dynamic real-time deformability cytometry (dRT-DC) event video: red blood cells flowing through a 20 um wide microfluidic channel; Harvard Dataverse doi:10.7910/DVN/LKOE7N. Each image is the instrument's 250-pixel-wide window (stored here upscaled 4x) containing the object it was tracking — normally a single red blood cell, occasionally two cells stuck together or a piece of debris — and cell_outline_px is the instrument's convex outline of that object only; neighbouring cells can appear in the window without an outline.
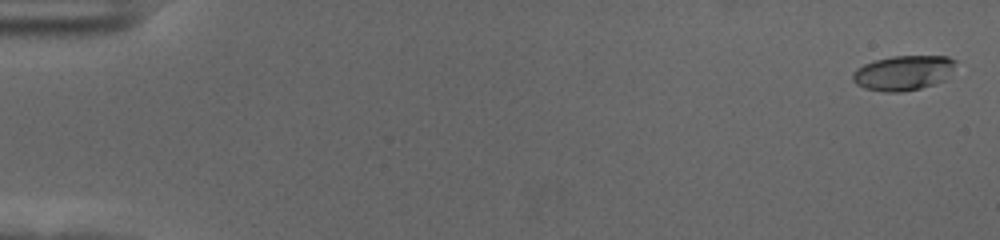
{"species": "human", "species_latin": "Homo sapiens", "temperature_condition": "cold", "stored_images_in_passage": 58, "camera_frame_rate_fps": 3000, "um_per_image_px": 0.085, "donor": {"sex": "female"}, "frame": {"image": 1, "passage_image": 2, "time_ms": 0.333, "image_size_px": [1000, 240], "cell_outline_px": [[956, 60], [944, 80], [936, 84], [920, 88], [900, 92], [884, 92], [864, 88], [856, 84], [852, 80], [852, 72], [856, 68], [864, 64], [876, 60], [892, 56], [948, 56]], "centroid_in_image_um": [76.73, 6.2], "position_along_channel_um": 8.3, "area_um2": 20.81}}
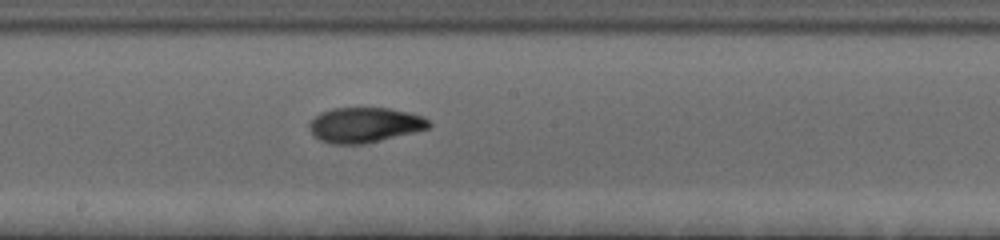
{"frame": {"image": 2, "passage_image": 33, "time_ms": 10.667, "image_size_px": [1000, 240], "cell_outline_px": [[432, 124], [428, 128], [364, 144], [332, 144], [320, 140], [308, 128], [308, 124], [320, 112], [332, 108], [388, 108], [408, 112], [424, 116]], "centroid_in_image_um": [30.98, 10.61], "position_along_channel_um": 217.2, "area_um2": 24.28}}
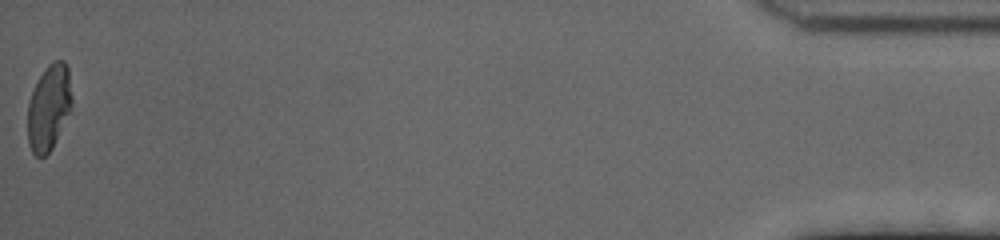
{"frame": {"image": 3, "passage_image": 58, "time_ms": 19.0, "image_size_px": [1000, 240], "cell_outline_px": [[72, 104], [52, 148], [44, 156], [36, 156], [32, 152], [28, 144], [28, 100], [44, 68], [52, 60], [64, 60], [68, 68], [72, 96]], "centroid_in_image_um": [4.14, 9.1], "position_along_channel_um": 431.1, "area_um2": 21.91}, "authors_computed_cell_mechanics": {"area_um2": 23.409, "velocity_mm_per_s": 3.6277, "shape_relaxation_time_tau1_ms": 5.5089, "shape_relaxation_time_tau2_ms": 1.3433, "deformation_change_tau1": 0.2031, "deformation_change_tau2": 0.0641}}